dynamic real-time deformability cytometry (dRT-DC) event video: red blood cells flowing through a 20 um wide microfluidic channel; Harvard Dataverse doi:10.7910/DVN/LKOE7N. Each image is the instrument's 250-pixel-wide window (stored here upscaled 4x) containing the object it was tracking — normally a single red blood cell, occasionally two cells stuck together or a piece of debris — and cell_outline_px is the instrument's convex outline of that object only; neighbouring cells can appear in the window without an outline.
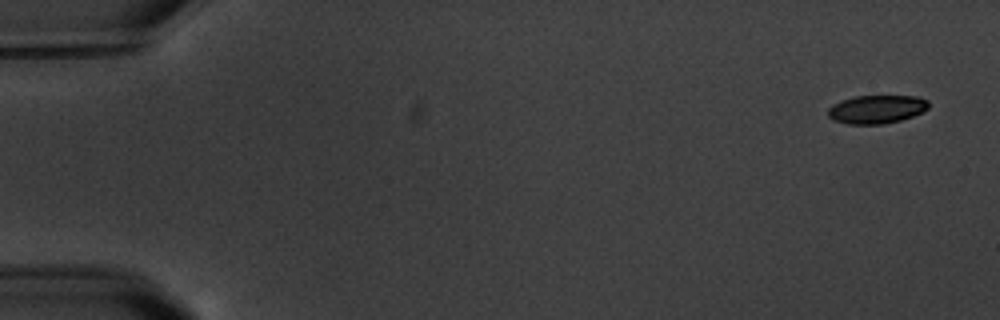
{"species": "common noctule bat (a hibernating species)", "species_latin": "Nyctalus noctula", "temperature_condition": "warm", "stored_images_in_passage": 4, "camera_frame_rate_fps": 3000, "um_per_image_px": 0.085, "animal": {"sex": "male", "body_mass_g": 20.1, "forearm_length_mm": 53.5}, "frame": {"image": 1, "passage_image": 1, "time_ms": 0.0, "image_size_px": [1000, 320], "cell_outline_px": [[928, 108], [912, 116], [900, 120], [884, 124], [848, 124], [832, 120], [828, 116], [828, 108], [832, 104], [840, 100], [852, 96], [920, 96], [928, 100]], "centroid_in_image_um": [74.47, 9.28], "position_along_channel_um": 10.5, "area_um2": 16.76}}